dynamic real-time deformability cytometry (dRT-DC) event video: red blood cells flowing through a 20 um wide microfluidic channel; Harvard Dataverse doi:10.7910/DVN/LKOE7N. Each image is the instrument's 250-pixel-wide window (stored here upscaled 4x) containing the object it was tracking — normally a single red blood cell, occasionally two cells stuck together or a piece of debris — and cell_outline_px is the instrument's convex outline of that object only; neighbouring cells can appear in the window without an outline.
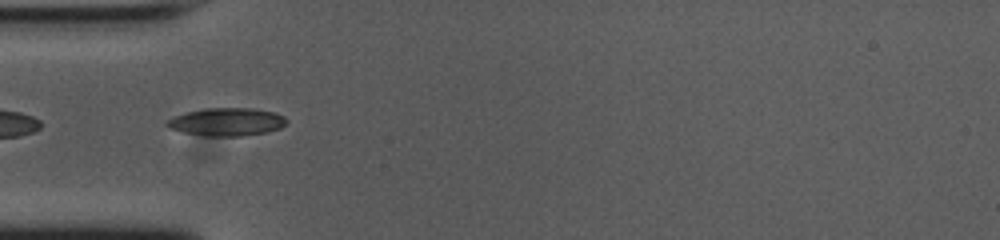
{"species": "common noctule bat (a hibernating species)", "species_latin": "Nyctalus noctula", "temperature_condition": "cold", "stored_images_in_passage": 38, "camera_frame_rate_fps": 3000, "um_per_image_px": 0.085, "animal": {"sex": "female", "body_mass_g": 23.0, "forearm_length_mm": 53.4}, "frame": {"image": 1, "passage_image": 1, "time_ms": 0.0, "image_size_px": [1000, 240], "cell_outline_px": [[288, 120], [280, 128], [268, 132], [240, 136], [208, 136], [184, 132], [168, 128], [164, 124], [172, 116], [184, 112], [204, 108], [252, 108], [276, 112], [284, 116]], "centroid_in_image_um": [19.26, 10.35], "position_along_channel_um": 65.7, "area_um2": 19.65}}
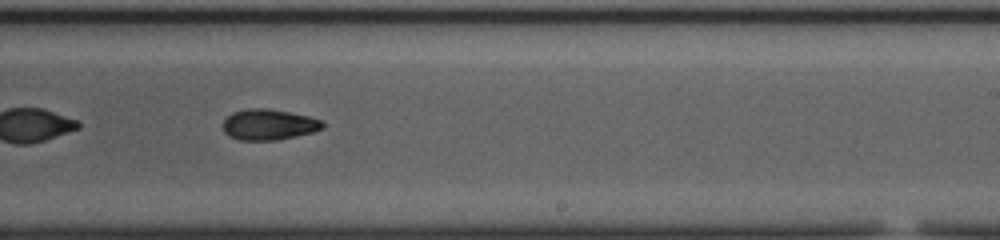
{"frame": {"image": 2, "passage_image": 17, "time_ms": 5.333, "image_size_px": [1000, 240], "cell_outline_px": [[324, 128], [312, 132], [276, 140], [240, 140], [228, 136], [224, 132], [224, 120], [232, 112], [248, 108], [268, 108], [308, 116], [320, 120], [324, 124]], "centroid_in_image_um": [22.82, 10.58], "position_along_channel_um": 266.2, "area_um2": 17.74}}
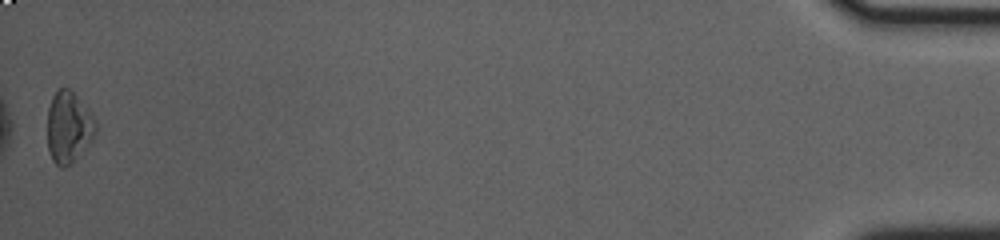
{"frame": {"image": 3, "passage_image": 38, "time_ms": 12.333, "image_size_px": [1000, 240], "cell_outline_px": [[96, 132], [92, 140], [64, 168], [60, 168], [52, 160], [48, 148], [48, 108], [52, 96], [60, 88], [68, 88], [88, 108], [96, 124]], "centroid_in_image_um": [5.81, 10.8], "position_along_channel_um": 429.4, "area_um2": 19.65}, "authors_computed_cell_mechanics": {"area_um2": 18.0914, "velocity_mm_per_s": 3.7526, "shape_relaxation_time_tau1_ms": 3.7235, "shape_relaxation_time_tau2_ms": 4.6004, "deformation_change_tau1": 0.139, "deformation_change_tau2": 0.102}}